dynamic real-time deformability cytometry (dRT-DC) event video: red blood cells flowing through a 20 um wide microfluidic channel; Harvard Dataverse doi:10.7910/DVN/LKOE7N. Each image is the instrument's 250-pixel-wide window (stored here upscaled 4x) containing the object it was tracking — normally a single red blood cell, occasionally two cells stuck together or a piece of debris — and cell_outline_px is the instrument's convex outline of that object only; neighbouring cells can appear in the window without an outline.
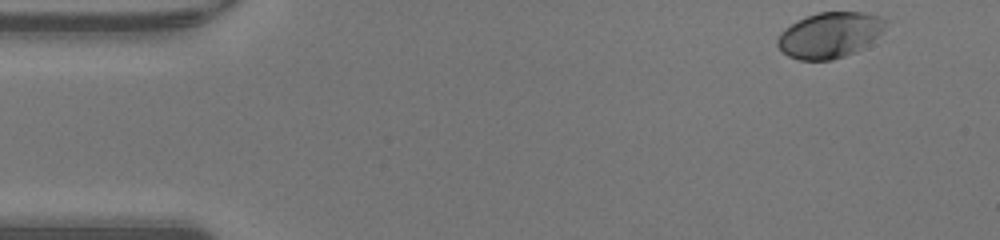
{"species": "human", "species_latin": "Homo sapiens", "temperature_condition": "warm", "stored_images_in_passage": 45, "camera_frame_rate_fps": 3000, "um_per_image_px": 0.085, "donor": {"sex": "male"}, "frame": {"image": 1, "passage_image": 1, "time_ms": 0.0, "image_size_px": [1000, 240], "cell_outline_px": [[888, 20], [884, 32], [856, 52], [832, 60], [800, 60], [788, 56], [776, 44], [776, 40], [780, 32], [784, 28], [808, 16], [820, 12], [864, 12], [880, 16]], "centroid_in_image_um": [70.56, 2.98], "position_along_channel_um": 14.4, "area_um2": 28.78}}
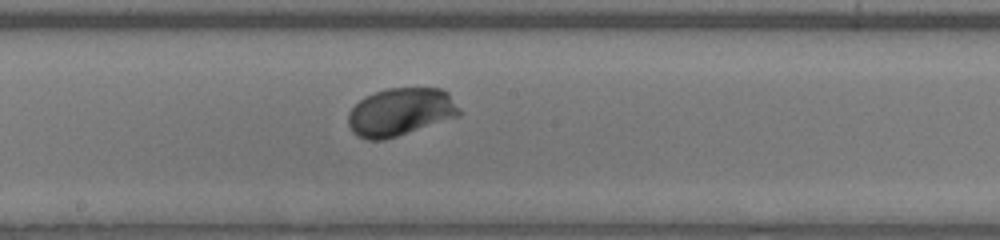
{"frame": {"image": 2, "passage_image": 23, "time_ms": 7.333, "image_size_px": [1000, 240], "cell_outline_px": [[464, 112], [460, 116], [384, 140], [368, 140], [352, 132], [348, 124], [348, 112], [364, 96], [388, 88], [440, 88], [448, 92]], "centroid_in_image_um": [34.08, 9.51], "position_along_channel_um": 214.1, "area_um2": 31.15}}
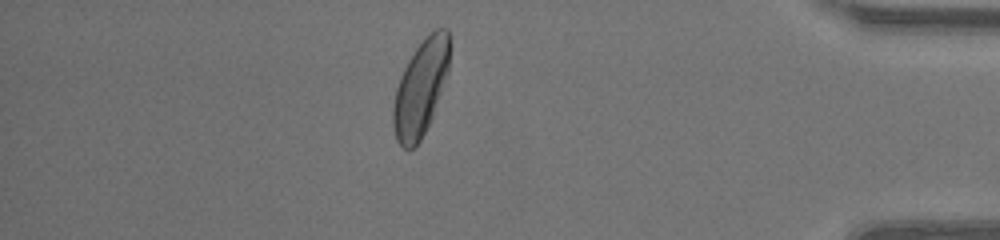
{"frame": {"image": 3, "passage_image": 39, "time_ms": 12.667, "image_size_px": [1000, 240], "cell_outline_px": [[448, 72], [432, 116], [420, 140], [412, 148], [404, 148], [396, 140], [392, 124], [392, 108], [396, 88], [400, 76], [408, 60], [416, 48], [436, 28], [448, 28]], "centroid_in_image_um": [35.72, 7.51], "position_along_channel_um": 399.5, "area_um2": 30.81}, "authors_computed_cell_mechanics": {"area_um2": 29.767, "velocity_mm_per_s": 4.2925, "shape_relaxation_time_tau1_ms": 1.5901, "shape_relaxation_time_tau2_ms": null, "deformation_change_tau1": 0.1292, "deformation_change_tau2": null}}